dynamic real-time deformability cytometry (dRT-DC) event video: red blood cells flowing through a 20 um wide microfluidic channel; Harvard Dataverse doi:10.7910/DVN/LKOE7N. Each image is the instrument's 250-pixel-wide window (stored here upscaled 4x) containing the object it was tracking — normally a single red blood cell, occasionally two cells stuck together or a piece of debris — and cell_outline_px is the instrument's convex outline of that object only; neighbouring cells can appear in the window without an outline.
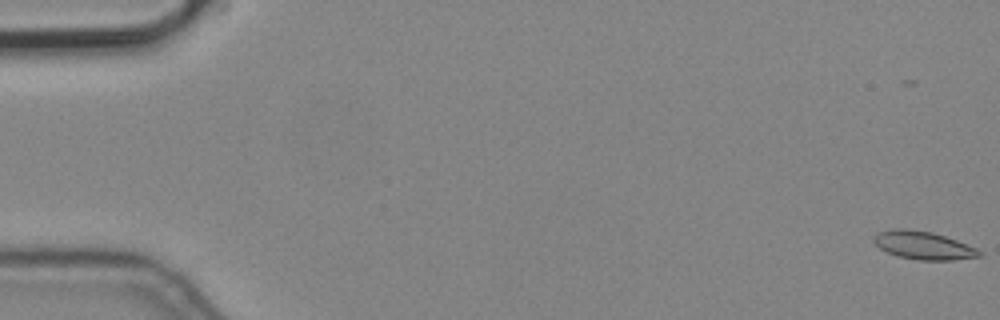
{"species": "common noctule bat (a hibernating species)", "species_latin": "Nyctalus noctula", "temperature_condition": "cold", "stored_images_in_passage": 7, "segment_of_instrument_passage": [1, 2], "camera_frame_rate_fps": 3000, "um_per_image_px": 0.085, "animal": {"sex": "male", "body_mass_g": 19.2, "forearm_length_mm": 51.8}, "frame": {"image": 1, "passage_image": 1, "time_ms": 0.0, "image_size_px": [1000, 320], "cell_outline_px": [[984, 256], [952, 260], [920, 260], [900, 256], [888, 252], [880, 248], [872, 240], [872, 236], [880, 232], [900, 228], [932, 232], [956, 240], [976, 248], [984, 252]], "centroid_in_image_um": [78.53, 20.86], "position_along_channel_um": 6.5, "area_um2": 17.05}}